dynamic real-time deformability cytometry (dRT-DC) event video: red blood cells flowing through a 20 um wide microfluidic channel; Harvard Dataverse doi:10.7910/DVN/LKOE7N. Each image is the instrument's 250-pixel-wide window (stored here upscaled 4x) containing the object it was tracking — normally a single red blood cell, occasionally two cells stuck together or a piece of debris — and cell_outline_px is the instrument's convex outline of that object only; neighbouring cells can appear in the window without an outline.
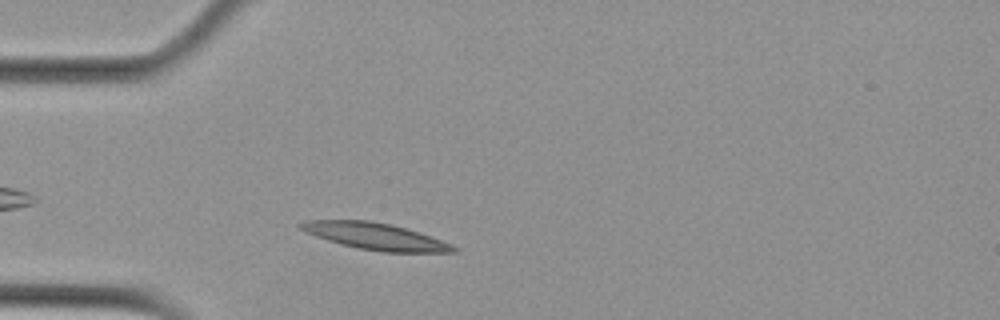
{"species": "Egyptian fruit bat (a non-hibernating species)", "species_latin": "Rousettus aegyptiacus", "temperature_condition": "cold", "stored_images_in_passage": 44, "camera_frame_rate_fps": 3000, "um_per_image_px": 0.085, "animal": {"sex": "female"}, "frame": {"image": 1, "passage_image": 3, "time_ms": 0.667, "image_size_px": [1000, 320], "cell_outline_px": [[460, 248], [456, 252], [380, 252], [356, 248], [340, 244], [304, 232], [296, 224], [304, 220], [368, 220], [392, 224], [452, 244]], "centroid_in_image_um": [31.85, 20.09], "position_along_channel_um": 53.1, "area_um2": 23.76}}
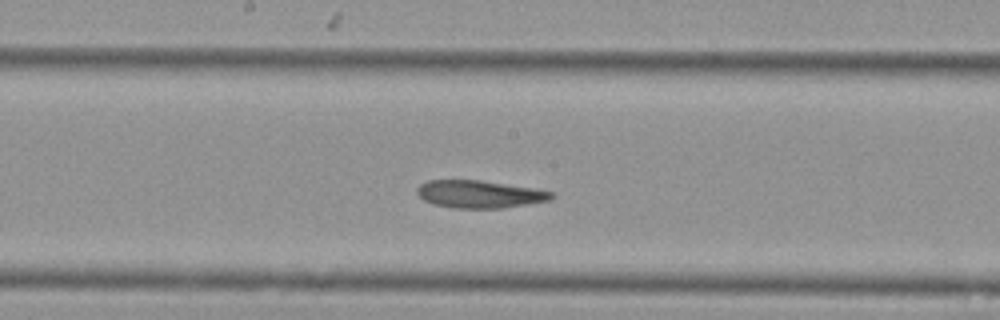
{"frame": {"image": 2, "passage_image": 17, "time_ms": 5.333, "image_size_px": [1000, 320], "cell_outline_px": [[556, 196], [548, 200], [500, 208], [456, 208], [432, 204], [424, 200], [416, 192], [416, 188], [420, 184], [428, 180], [480, 180], [532, 188], [552, 192]], "centroid_in_image_um": [40.7, 16.5], "position_along_channel_um": 207.5, "area_um2": 21.33}}
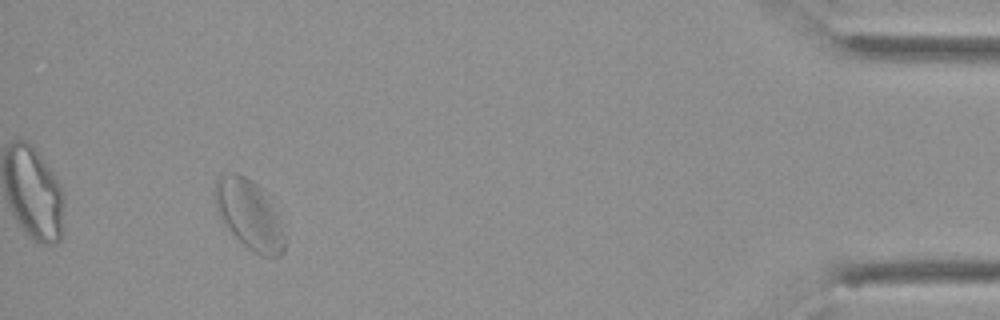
{"frame": {"image": 3, "passage_image": 40, "time_ms": 13.0, "image_size_px": [1000, 320], "cell_outline_px": [[284, 252], [280, 256], [260, 256], [252, 252], [220, 220], [216, 208], [212, 192], [216, 176], [228, 172], [236, 172], [244, 176], [256, 184], [260, 188], [280, 220], [284, 236]], "centroid_in_image_um": [21.11, 18.21], "position_along_channel_um": 414.1, "area_um2": 28.09}, "authors_computed_cell_mechanics": {"area_um2": 23.1489, "velocity_mm_per_s": 3.5391, "shape_relaxation_time_tau1_ms": 10.0847, "shape_relaxation_time_tau2_ms": 3.9363, "deformation_change_tau1": 0.1892, "deformation_change_tau2": 0.1005}}